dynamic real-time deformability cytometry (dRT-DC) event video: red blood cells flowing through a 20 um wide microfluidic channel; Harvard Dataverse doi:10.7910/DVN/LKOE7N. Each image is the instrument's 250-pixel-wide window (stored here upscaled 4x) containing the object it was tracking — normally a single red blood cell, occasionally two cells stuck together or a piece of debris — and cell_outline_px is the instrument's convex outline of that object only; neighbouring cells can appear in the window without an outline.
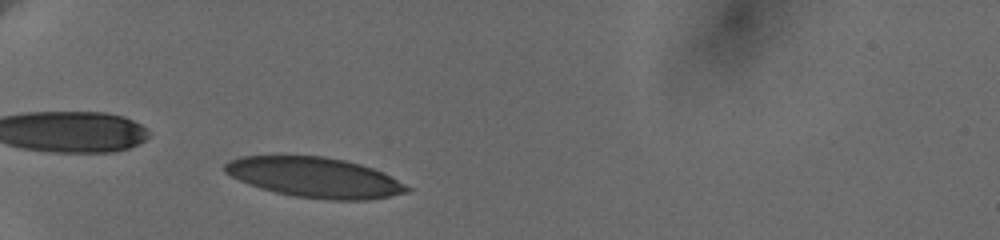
{"species": "human", "species_latin": "Homo sapiens", "temperature_condition": "cold", "stored_images_in_passage": 30, "camera_frame_rate_fps": 3000, "um_per_image_px": 0.085, "donor": {"sex": "female"}, "frame": {"image": 1, "passage_image": 7, "time_ms": 1.333, "image_size_px": [1000, 240], "cell_outline_px": [[412, 192], [368, 200], [332, 200], [296, 196], [276, 192], [260, 188], [248, 184], [224, 172], [224, 164], [228, 160], [240, 156], [324, 156], [344, 160], [360, 164], [372, 168], [412, 188]], "centroid_in_image_um": [26.74, 15.08], "position_along_channel_um": 58.3, "area_um2": 42.37}}
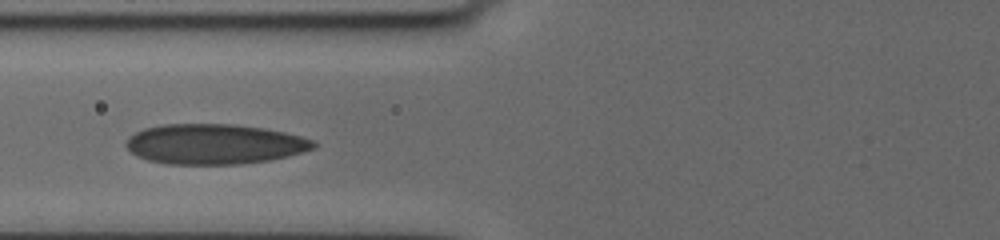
{"frame": {"image": 2, "passage_image": 17, "time_ms": 3.333, "image_size_px": [1000, 240], "cell_outline_px": [[316, 148], [288, 156], [268, 160], [240, 164], [168, 164], [148, 160], [136, 156], [124, 144], [128, 136], [144, 128], [164, 124], [232, 124], [264, 128], [284, 132], [300, 136], [312, 140], [316, 144]], "centroid_in_image_um": [18.2, 12.24], "position_along_channel_um": 107.6, "area_um2": 43.87}}